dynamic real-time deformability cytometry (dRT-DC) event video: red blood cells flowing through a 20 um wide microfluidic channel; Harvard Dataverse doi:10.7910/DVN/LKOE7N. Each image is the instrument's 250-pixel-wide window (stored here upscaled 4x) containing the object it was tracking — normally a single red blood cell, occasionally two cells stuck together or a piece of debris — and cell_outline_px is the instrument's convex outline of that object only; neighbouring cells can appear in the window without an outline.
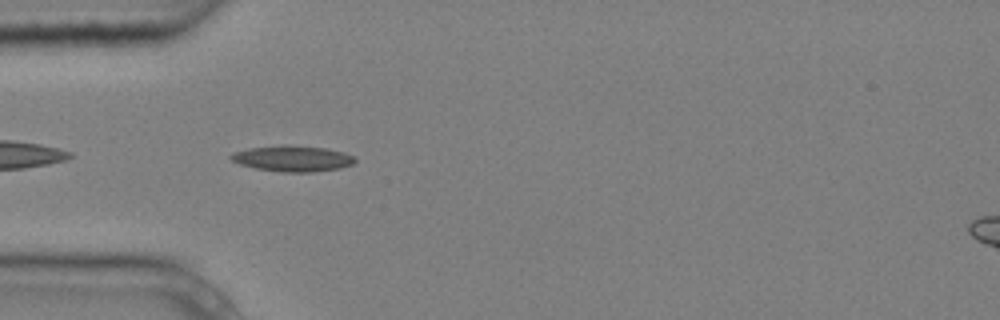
{"species": "common noctule bat (a hibernating species)", "species_latin": "Nyctalus noctula", "temperature_condition": "cold", "stored_images_in_passage": 5, "camera_frame_rate_fps": 3000, "um_per_image_px": 0.085, "animal": {"sex": "male", "body_mass_g": 20.4}, "frame": {"image": 1, "passage_image": 4, "time_ms": 1.0, "image_size_px": [1000, 320], "cell_outline_px": [[356, 160], [352, 164], [340, 168], [312, 172], [280, 172], [256, 168], [240, 164], [232, 160], [228, 156], [232, 152], [248, 148], [284, 144], [328, 148], [344, 152], [356, 156]], "centroid_in_image_um": [24.88, 13.46], "position_along_channel_um": 60.1, "area_um2": 18.96}}
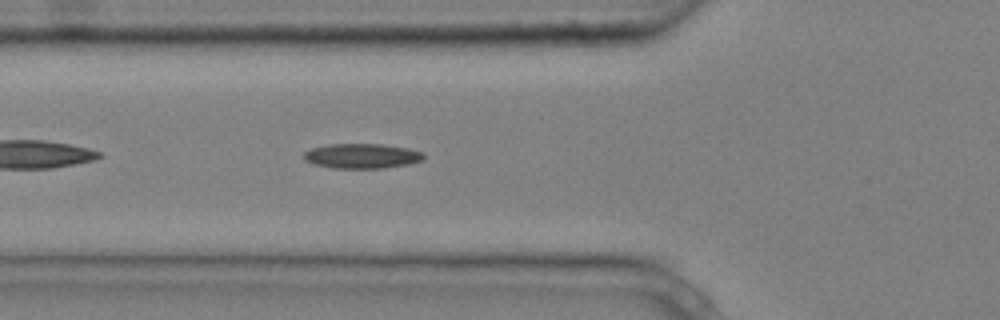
{"frame": {"image": 2, "passage_image": 5, "time_ms": 1.333, "image_size_px": [1000, 320], "cell_outline_px": [[424, 156], [420, 160], [408, 164], [384, 168], [332, 168], [312, 164], [304, 160], [304, 152], [312, 148], [328, 144], [384, 144], [408, 148], [424, 152]], "centroid_in_image_um": [30.74, 13.25], "position_along_channel_um": 95.1, "area_um2": 17.4}}